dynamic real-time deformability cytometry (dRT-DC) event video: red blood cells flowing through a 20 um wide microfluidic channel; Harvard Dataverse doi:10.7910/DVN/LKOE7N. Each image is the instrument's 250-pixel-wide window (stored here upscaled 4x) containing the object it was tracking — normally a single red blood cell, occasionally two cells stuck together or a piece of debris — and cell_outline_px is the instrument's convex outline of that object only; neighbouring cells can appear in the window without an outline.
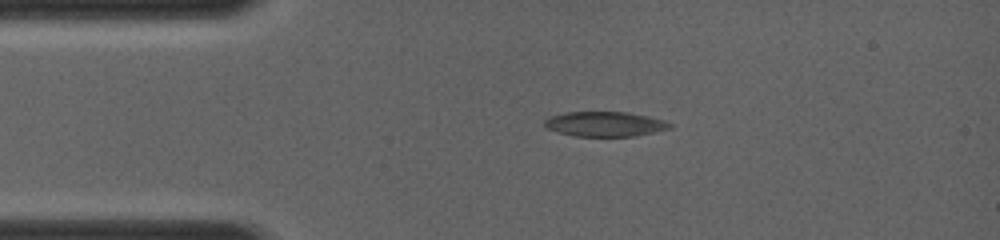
{"species": "common noctule bat (a hibernating species)", "species_latin": "Nyctalus noctula", "temperature_condition": "room temperature", "stored_images_in_passage": 43, "camera_frame_rate_fps": 4000, "um_per_image_px": 0.085, "animal": {"sex": "female", "body_mass_g": 19.0, "forearm_length_mm": 56.7}, "frame": {"image": 1, "passage_image": 1, "time_ms": 0.0, "image_size_px": [1000, 240], "cell_outline_px": [[672, 128], [636, 136], [576, 136], [544, 128], [544, 120], [552, 116], [564, 112], [628, 112], [648, 116], [664, 120], [672, 124]], "centroid_in_image_um": [51.43, 10.54], "position_along_channel_um": 33.6, "area_um2": 18.15}}
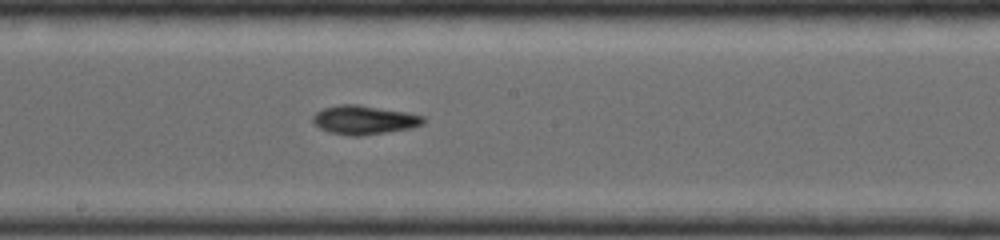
{"frame": {"image": 2, "passage_image": 19, "time_ms": 4.5, "image_size_px": [1000, 240], "cell_outline_px": [[428, 120], [424, 124], [412, 128], [360, 136], [348, 136], [328, 132], [320, 128], [312, 120], [312, 116], [316, 112], [324, 108], [340, 104], [356, 104], [408, 112], [424, 116]], "centroid_in_image_um": [30.99, 10.19], "position_along_channel_um": 217.2, "area_um2": 18.79}}
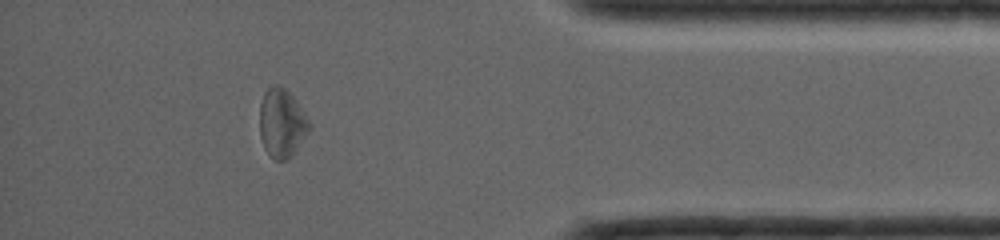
{"frame": {"image": 3, "passage_image": 37, "time_ms": 9.0, "image_size_px": [1000, 240], "cell_outline_px": [[312, 124], [308, 132], [292, 156], [288, 160], [272, 160], [264, 148], [260, 136], [260, 104], [264, 92], [272, 84], [276, 84], [284, 88], [296, 100]], "centroid_in_image_um": [23.95, 10.48], "position_along_channel_um": 411.2, "area_um2": 20.0}}